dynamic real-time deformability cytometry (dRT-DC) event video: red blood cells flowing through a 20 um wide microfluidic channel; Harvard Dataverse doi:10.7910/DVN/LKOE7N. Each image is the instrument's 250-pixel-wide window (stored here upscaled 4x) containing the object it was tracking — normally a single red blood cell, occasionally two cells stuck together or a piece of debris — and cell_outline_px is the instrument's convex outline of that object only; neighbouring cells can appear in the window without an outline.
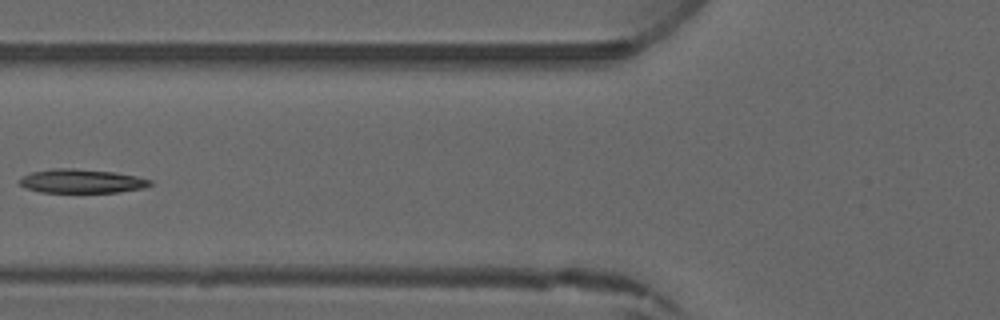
{"species": "common noctule bat (a hibernating species)", "species_latin": "Nyctalus noctula", "temperature_condition": "warm", "stored_images_in_passage": 4, "camera_frame_rate_fps": 3000, "um_per_image_px": 0.085, "animal": {"sex": "male", "forearm_length_mm": 52.5}, "frame": {"image": 1, "passage_image": 4, "time_ms": 3.667, "image_size_px": [1000, 320], "cell_outline_px": [[152, 184], [144, 188], [116, 192], [40, 192], [24, 188], [20, 184], [20, 176], [32, 172], [52, 168], [72, 168], [116, 172], [136, 176], [152, 180]], "centroid_in_image_um": [6.91, 15.39], "position_along_channel_um": 118.9, "area_um2": 18.26}}